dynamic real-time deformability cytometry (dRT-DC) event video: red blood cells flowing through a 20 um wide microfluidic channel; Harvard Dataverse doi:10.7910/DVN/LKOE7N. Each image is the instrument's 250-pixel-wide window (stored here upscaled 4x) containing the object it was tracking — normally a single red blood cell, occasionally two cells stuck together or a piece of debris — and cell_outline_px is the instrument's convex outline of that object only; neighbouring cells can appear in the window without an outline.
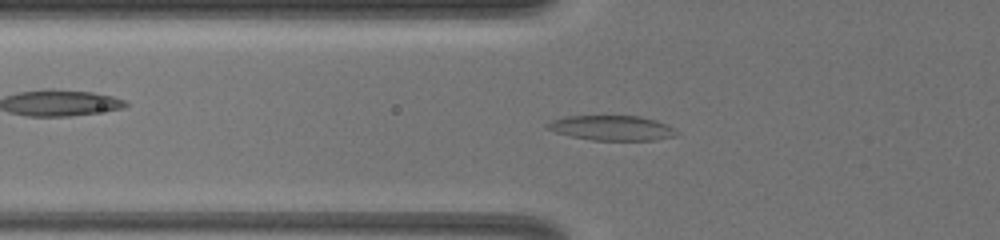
{"species": "common noctule bat (a hibernating species)", "species_latin": "Nyctalus noctula", "temperature_condition": "warm", "stored_images_in_passage": 38, "camera_frame_rate_fps": 3000, "um_per_image_px": 0.085, "animal": {"sex": "female", "body_mass_g": 19.5, "forearm_length_mm": 54.1}, "frame": {"image": 1, "passage_image": 15, "time_ms": 6.333, "image_size_px": [1000, 240], "cell_outline_px": [[680, 132], [676, 136], [656, 140], [592, 140], [572, 136], [556, 132], [544, 128], [544, 124], [552, 120], [568, 116], [640, 116], [656, 120]], "centroid_in_image_um": [51.99, 10.88], "position_along_channel_um": 73.8, "area_um2": 18.73}}
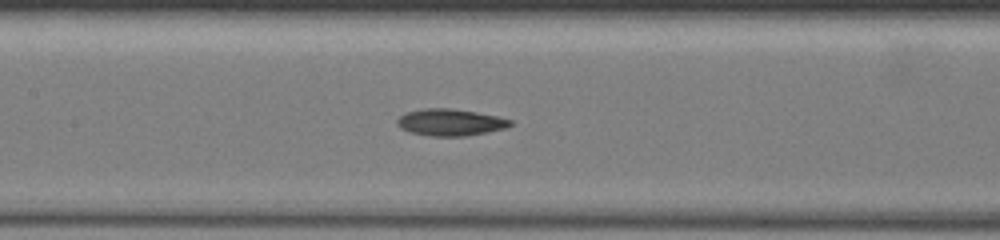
{"frame": {"image": 2, "passage_image": 20, "time_ms": 8.667, "image_size_px": [1000, 240], "cell_outline_px": [[512, 124], [508, 128], [488, 132], [464, 136], [432, 136], [408, 132], [400, 128], [396, 124], [396, 120], [400, 116], [408, 112], [428, 108], [448, 108], [476, 112], [496, 116], [512, 120]], "centroid_in_image_um": [38.28, 10.41], "position_along_channel_um": 169.1, "area_um2": 17.63}}
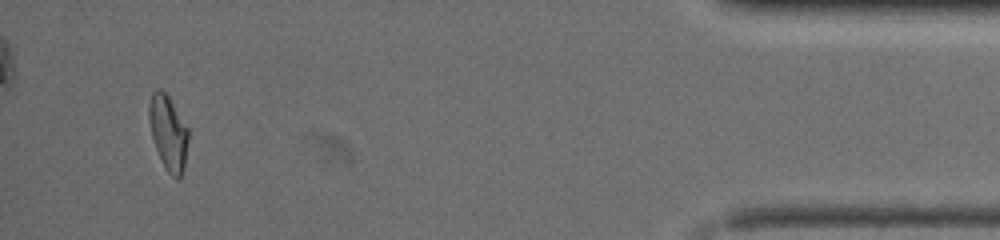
{"frame": {"image": 3, "passage_image": 36, "time_ms": 16.333, "image_size_px": [1000, 240], "cell_outline_px": [[188, 140], [184, 168], [180, 180], [176, 180], [168, 172], [156, 148], [152, 136], [148, 116], [148, 104], [152, 92], [156, 88], [160, 88], [168, 96], [188, 128]], "centroid_in_image_um": [14.3, 11.27], "position_along_channel_um": 420.9, "area_um2": 16.99}, "authors_computed_cell_mechanics": {"area_um2": 17.6579, "velocity_mm_per_s": 4.1041, "shape_relaxation_time_tau1_ms": null, "shape_relaxation_time_tau2_ms": 3.3631, "deformation_change_tau1": null, "deformation_change_tau2": 0.1079}}